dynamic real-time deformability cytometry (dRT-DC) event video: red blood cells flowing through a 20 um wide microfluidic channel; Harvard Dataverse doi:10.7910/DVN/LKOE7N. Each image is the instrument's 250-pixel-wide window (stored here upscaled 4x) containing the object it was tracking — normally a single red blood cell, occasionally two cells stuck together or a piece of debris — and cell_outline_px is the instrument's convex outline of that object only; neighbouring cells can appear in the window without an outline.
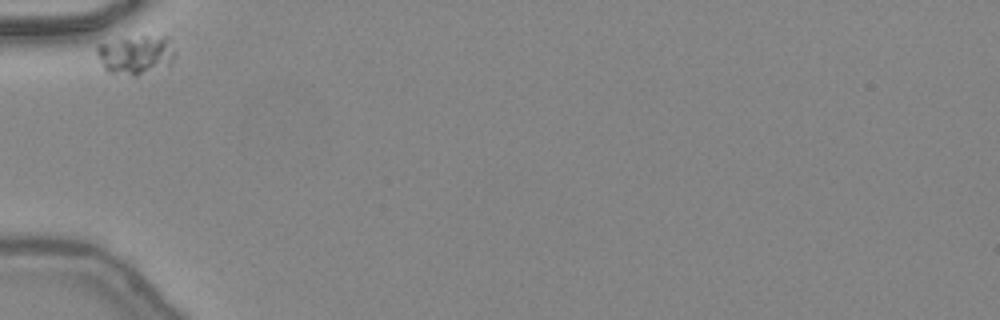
{"species": "common noctule bat (a hibernating species)", "species_latin": "Nyctalus noctula", "temperature_condition": "warm", "stored_images_in_passage": 28, "camera_frame_rate_fps": 3000, "um_per_image_px": 0.085, "animal": {"sex": "female", "body_mass_g": 24.6, "forearm_length_mm": 56.2}, "frame": {"image": 1, "passage_image": 1, "time_ms": 0.0, "image_size_px": [1000, 320], "cell_outline_px": [[176, 56], [168, 64], [136, 76], [132, 76], [108, 72], [104, 68], [96, 52], [96, 44], [144, 36], [168, 36], [176, 52]], "centroid_in_image_um": [11.55, 4.65], "position_along_channel_um": 73.4, "area_um2": 17.51}}
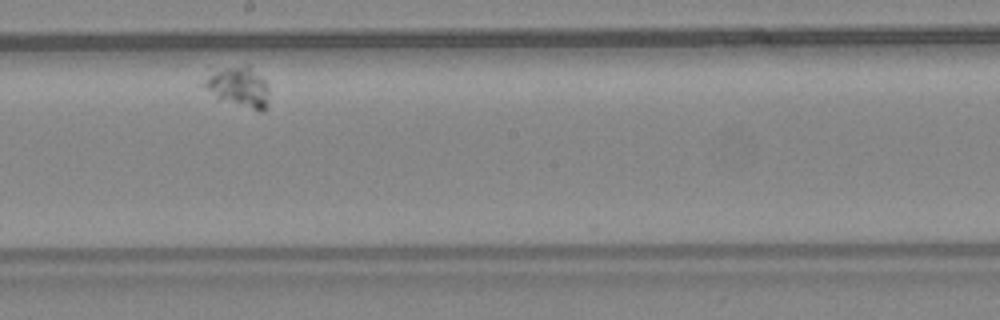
{"frame": {"image": 2, "passage_image": 15, "time_ms": 4.667, "image_size_px": [1000, 320], "cell_outline_px": [[268, 104], [264, 112], [260, 112], [216, 100], [200, 84], [208, 76], [224, 68], [244, 64], [248, 64], [268, 84]], "centroid_in_image_um": [20.28, 7.44], "position_along_channel_um": 227.9, "area_um2": 15.66}}
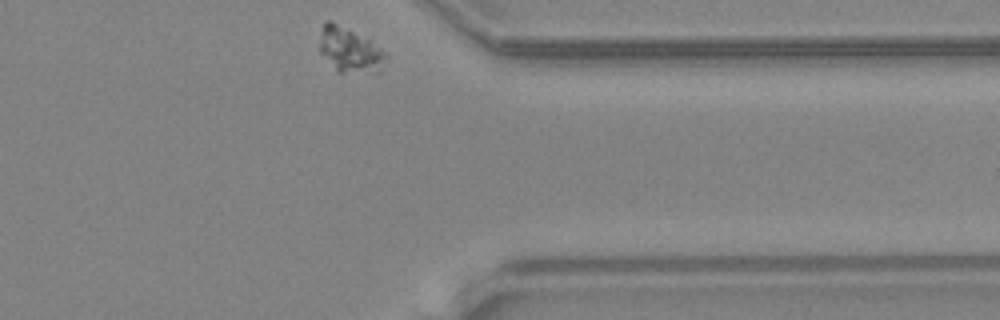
{"frame": {"image": 3, "passage_image": 28, "time_ms": 9.0, "image_size_px": [1000, 320], "cell_outline_px": [[388, 56], [380, 72], [340, 72], [320, 52], [320, 36], [324, 20], [332, 20], [368, 40], [388, 52]], "centroid_in_image_um": [29.76, 4.24], "position_along_channel_um": 381.6, "area_um2": 17.05}}